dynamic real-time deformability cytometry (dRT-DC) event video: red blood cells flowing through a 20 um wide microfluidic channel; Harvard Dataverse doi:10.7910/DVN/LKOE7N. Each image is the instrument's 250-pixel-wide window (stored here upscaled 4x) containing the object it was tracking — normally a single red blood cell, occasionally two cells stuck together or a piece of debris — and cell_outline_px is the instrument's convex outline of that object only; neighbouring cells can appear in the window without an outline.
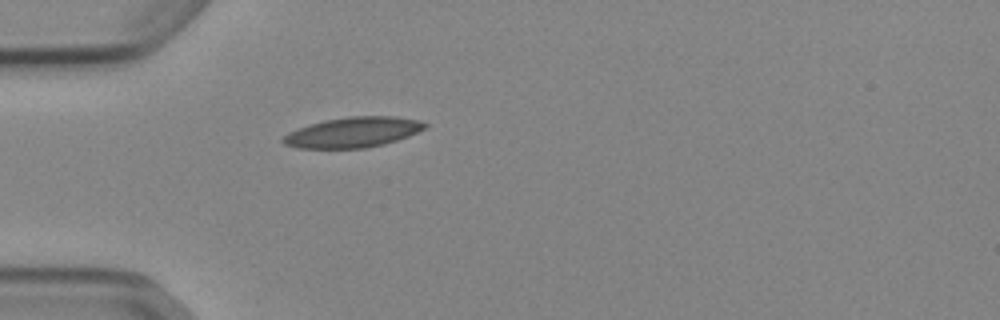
{"species": "Egyptian fruit bat (a non-hibernating species)", "species_latin": "Rousettus aegyptiacus", "temperature_condition": "cold", "stored_images_in_passage": 38, "camera_frame_rate_fps": 3000, "um_per_image_px": 0.085, "animal": {"sex": "female"}, "frame": {"image": 1, "passage_image": 1, "time_ms": 0.0, "image_size_px": [1000, 320], "cell_outline_px": [[428, 124], [424, 128], [408, 136], [384, 144], [364, 148], [296, 148], [284, 144], [280, 140], [288, 132], [324, 120], [348, 116], [396, 116], [420, 120]], "centroid_in_image_um": [30.0, 11.24], "position_along_channel_um": 55.0, "area_um2": 24.91}}
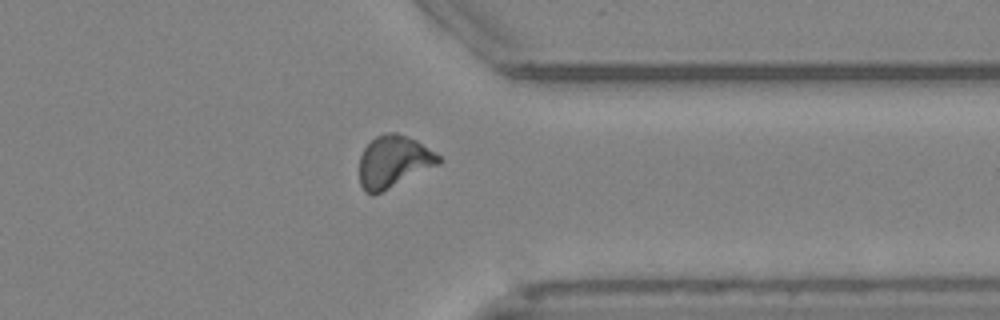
{"frame": {"image": 2, "passage_image": 27, "time_ms": 8.667, "image_size_px": [1000, 320], "cell_outline_px": [[440, 164], [372, 196], [364, 192], [360, 184], [360, 156], [364, 148], [376, 136], [384, 132], [396, 132], [416, 140], [436, 152], [440, 156]], "centroid_in_image_um": [33.44, 13.73], "position_along_channel_um": 378.0, "area_um2": 23.99}}
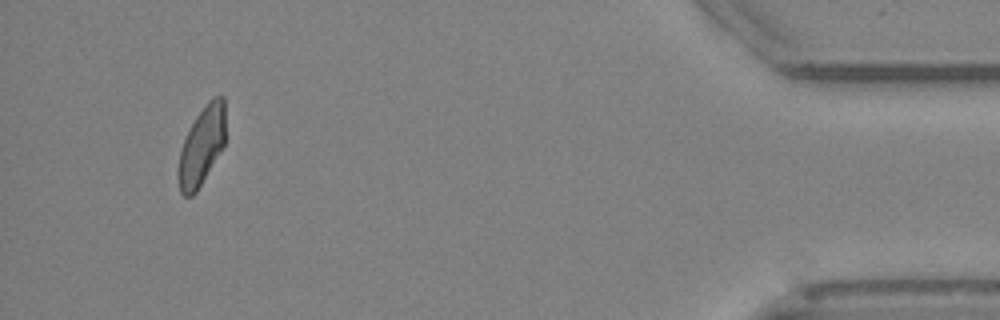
{"frame": {"image": 3, "passage_image": 35, "time_ms": 11.333, "image_size_px": [1000, 320], "cell_outline_px": [[224, 144], [196, 192], [192, 196], [184, 196], [180, 192], [176, 176], [180, 152], [184, 140], [196, 116], [204, 104], [212, 96], [224, 96]], "centroid_in_image_um": [17.11, 12.41], "position_along_channel_um": 418.1, "area_um2": 21.33}, "authors_computed_cell_mechanics": {"area_um2": 23.1489, "velocity_mm_per_s": 3.8637, "shape_relaxation_time_tau1_ms": 10.4997, "shape_relaxation_time_tau2_ms": 3.8529, "deformation_change_tau1": 0.2029, "deformation_change_tau2": 0.0815}}